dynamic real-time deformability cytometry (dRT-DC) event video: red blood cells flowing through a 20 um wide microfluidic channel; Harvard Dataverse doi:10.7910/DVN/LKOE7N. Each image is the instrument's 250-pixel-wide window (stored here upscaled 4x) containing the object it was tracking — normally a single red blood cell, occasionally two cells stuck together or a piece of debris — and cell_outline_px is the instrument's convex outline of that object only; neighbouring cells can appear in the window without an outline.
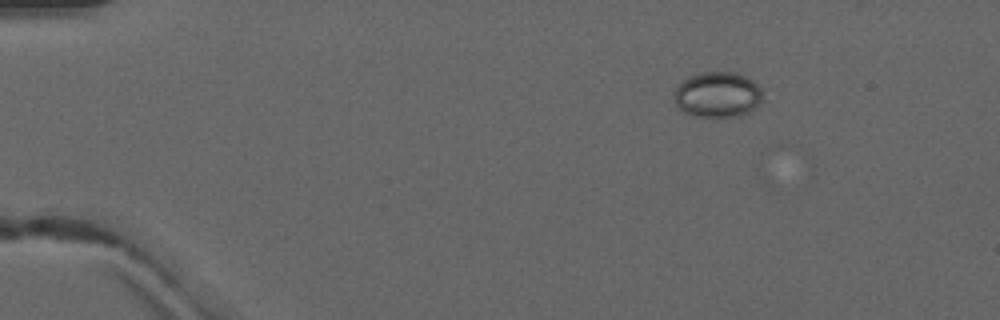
{"species": "common noctule bat (a hibernating species)", "species_latin": "Nyctalus noctula", "temperature_condition": "warm", "stored_images_in_passage": 3, "camera_frame_rate_fps": 3000, "um_per_image_px": 0.085, "animal": {"sex": "male", "forearm_length_mm": 52.5}, "frame": {"image": 1, "passage_image": 1, "time_ms": 0.0, "image_size_px": [1000, 320], "cell_outline_px": [[764, 100], [760, 104], [748, 112], [736, 116], [696, 116], [684, 112], [676, 104], [672, 96], [672, 92], [688, 76], [700, 72], [736, 72], [752, 80], [764, 88]], "centroid_in_image_um": [61.03, 8.03], "position_along_channel_um": 24.0, "area_um2": 23.81}}